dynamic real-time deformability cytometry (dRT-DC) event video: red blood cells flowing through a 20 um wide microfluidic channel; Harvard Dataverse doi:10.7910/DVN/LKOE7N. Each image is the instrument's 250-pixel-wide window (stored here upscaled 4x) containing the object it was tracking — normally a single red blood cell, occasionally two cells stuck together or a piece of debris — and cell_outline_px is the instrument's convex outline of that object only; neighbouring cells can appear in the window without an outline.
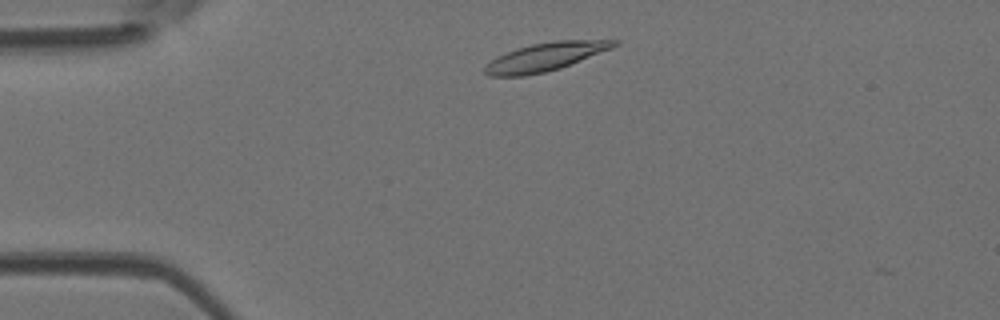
{"species": "Egyptian fruit bat (a non-hibernating species)", "species_latin": "Rousettus aegyptiacus", "temperature_condition": "room temperature", "stored_images_in_passage": 5, "camera_frame_rate_fps": 3000, "um_per_image_px": 0.085, "animal": {"sex": "female"}, "frame": {"image": 1, "passage_image": 3, "time_ms": 0.667, "image_size_px": [1000, 320], "cell_outline_px": [[620, 44], [612, 48], [560, 68], [544, 72], [524, 76], [488, 76], [484, 72], [484, 68], [492, 60], [516, 48], [532, 44], [556, 40], [620, 40]], "centroid_in_image_um": [46.38, 4.82], "position_along_channel_um": 38.6, "area_um2": 20.98}}